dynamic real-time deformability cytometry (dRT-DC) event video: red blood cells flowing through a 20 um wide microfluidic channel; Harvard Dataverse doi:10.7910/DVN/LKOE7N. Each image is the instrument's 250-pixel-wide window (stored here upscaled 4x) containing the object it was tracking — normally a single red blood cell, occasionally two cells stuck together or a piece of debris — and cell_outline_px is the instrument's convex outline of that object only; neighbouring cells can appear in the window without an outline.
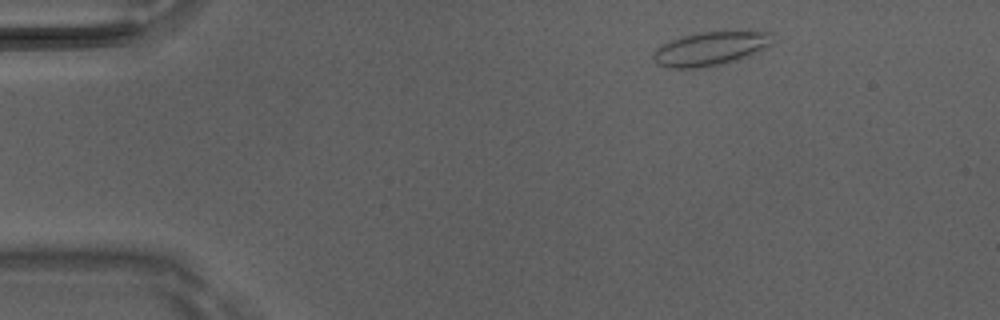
{"species": "Egyptian fruit bat (a non-hibernating species)", "species_latin": "Rousettus aegyptiacus", "temperature_condition": "room temperature", "stored_images_in_passage": 3, "camera_frame_rate_fps": 3000, "um_per_image_px": 0.085, "animal": {"sex": "male"}, "frame": {"image": 1, "passage_image": 1, "time_ms": 0.0, "image_size_px": [1000, 320], "cell_outline_px": [[772, 32], [768, 44], [752, 56], [708, 68], [664, 68], [656, 64], [652, 60], [652, 56], [656, 48], [680, 36], [700, 32], [756, 28]], "centroid_in_image_um": [60.41, 4.11], "position_along_channel_um": 24.6, "area_um2": 24.51}}